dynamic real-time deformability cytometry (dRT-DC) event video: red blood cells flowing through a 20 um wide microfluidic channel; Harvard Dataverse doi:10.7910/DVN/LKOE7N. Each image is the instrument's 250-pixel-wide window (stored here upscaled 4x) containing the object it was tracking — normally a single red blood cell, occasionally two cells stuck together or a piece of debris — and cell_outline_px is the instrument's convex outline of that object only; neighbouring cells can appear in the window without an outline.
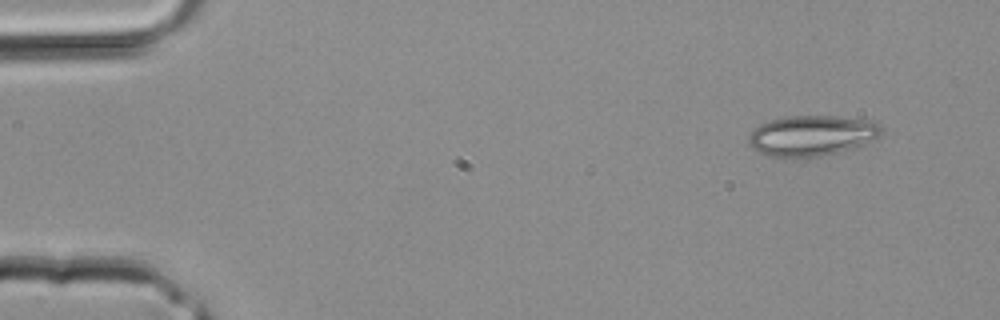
{"species": "common noctule bat (a hibernating species)", "species_latin": "Nyctalus noctula", "temperature_condition": "room temperature", "stored_images_in_passage": 4, "segment_of_instrument_passage": [1, 2], "camera_frame_rate_fps": 3000, "um_per_image_px": 0.085, "animal": {"sex": "male", "body_mass_g": 20.4}, "frame": {"image": 1, "passage_image": 1, "time_ms": 0.0, "image_size_px": [1000, 320], "cell_outline_px": [[884, 128], [880, 136], [856, 148], [820, 156], [784, 160], [768, 156], [752, 148], [748, 144], [748, 132], [760, 124], [772, 120], [788, 116], [836, 116], [868, 120], [880, 124]], "centroid_in_image_um": [68.97, 11.56], "position_along_channel_um": 16.0, "area_um2": 32.08}}